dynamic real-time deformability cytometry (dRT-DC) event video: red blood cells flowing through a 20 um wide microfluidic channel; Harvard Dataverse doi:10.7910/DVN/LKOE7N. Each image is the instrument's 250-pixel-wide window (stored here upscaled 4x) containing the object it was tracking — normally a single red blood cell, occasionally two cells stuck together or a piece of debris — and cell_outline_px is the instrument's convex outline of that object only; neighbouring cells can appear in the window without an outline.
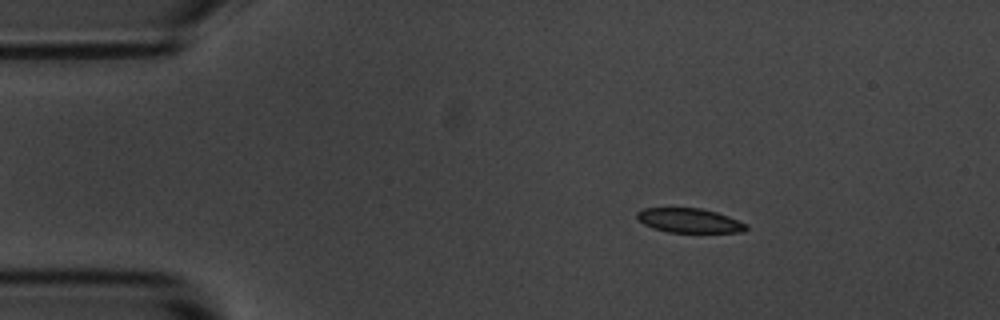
{"species": "common noctule bat (a hibernating species)", "species_latin": "Nyctalus noctula", "temperature_condition": "room temperature", "stored_images_in_passage": 5, "camera_frame_rate_fps": 3000, "um_per_image_px": 0.085, "animal": {"sex": "male", "body_mass_g": 20.1, "forearm_length_mm": 53.5}, "frame": {"image": 1, "passage_image": 2, "time_ms": 1.0, "image_size_px": [1000, 320], "cell_outline_px": [[748, 228], [744, 232], [668, 232], [652, 228], [644, 224], [636, 216], [636, 212], [644, 208], [700, 208], [716, 212], [728, 216], [748, 224]], "centroid_in_image_um": [58.61, 18.74], "position_along_channel_um": 26.4, "area_um2": 15.49}}
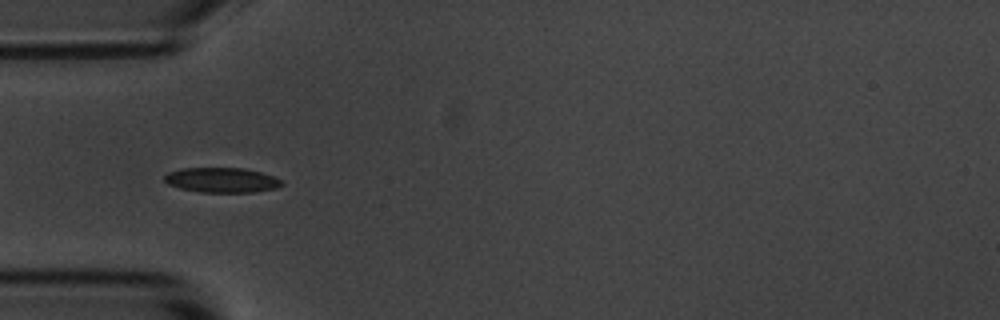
{"frame": {"image": 2, "passage_image": 4, "time_ms": 3.667, "image_size_px": [1000, 320], "cell_outline_px": [[284, 184], [276, 188], [252, 192], [200, 192], [180, 188], [168, 184], [164, 180], [164, 176], [168, 172], [180, 168], [244, 168], [260, 172], [284, 180]], "centroid_in_image_um": [18.85, 15.3], "position_along_channel_um": 66.2, "area_um2": 17.05}}
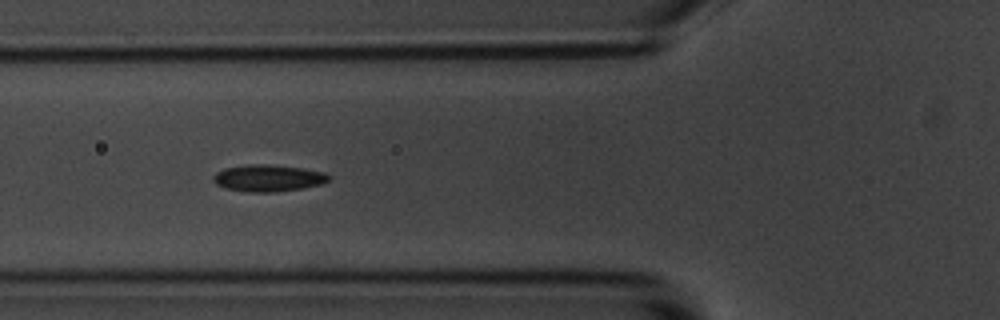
{"frame": {"image": 3, "passage_image": 5, "time_ms": 4.667, "image_size_px": [1000, 320], "cell_outline_px": [[332, 176], [324, 184], [304, 188], [276, 192], [248, 192], [224, 188], [216, 184], [212, 180], [212, 176], [216, 172], [224, 168], [248, 164], [268, 164], [304, 168], [324, 172]], "centroid_in_image_um": [22.8, 15.14], "position_along_channel_um": 103.0, "area_um2": 18.38}}